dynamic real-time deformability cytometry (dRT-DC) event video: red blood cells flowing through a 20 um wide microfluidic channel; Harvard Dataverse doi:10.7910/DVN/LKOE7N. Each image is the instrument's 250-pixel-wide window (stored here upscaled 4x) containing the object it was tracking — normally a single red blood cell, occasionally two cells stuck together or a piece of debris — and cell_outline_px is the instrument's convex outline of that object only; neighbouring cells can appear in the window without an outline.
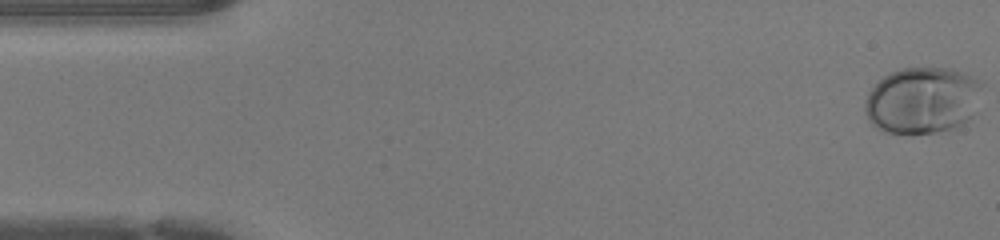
{"species": "human", "species_latin": "Homo sapiens", "temperature_condition": "warm", "stored_images_in_passage": 47, "camera_frame_rate_fps": 3000, "um_per_image_px": 0.085, "donor": {"sex": "female"}, "frame": {"image": 1, "passage_image": 1, "time_ms": 0.0, "image_size_px": [1000, 240], "cell_outline_px": [[984, 84], [976, 112], [968, 120], [956, 128], [936, 132], [884, 132], [876, 128], [868, 120], [864, 112], [864, 104], [868, 92], [884, 76], [900, 68], [948, 68], [984, 80]], "centroid_in_image_um": [78.45, 8.52], "position_along_channel_um": 6.6, "area_um2": 45.84}}
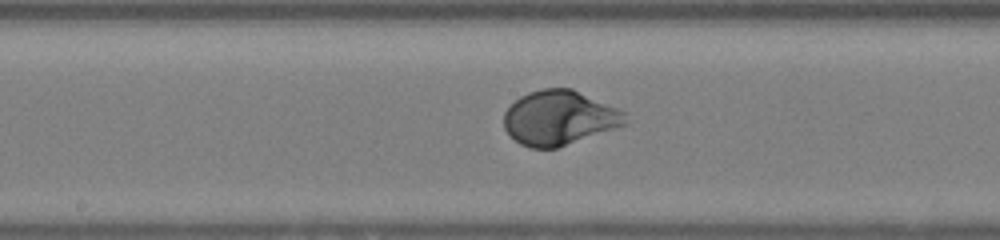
{"frame": {"image": 2, "passage_image": 24, "time_ms": 7.667, "image_size_px": [1000, 240], "cell_outline_px": [[624, 124], [556, 148], [528, 148], [520, 144], [504, 128], [504, 112], [520, 96], [528, 92], [540, 88], [572, 88], [616, 108], [624, 112]], "centroid_in_image_um": [47.46, 10.0], "position_along_channel_um": 200.7, "area_um2": 37.8}}
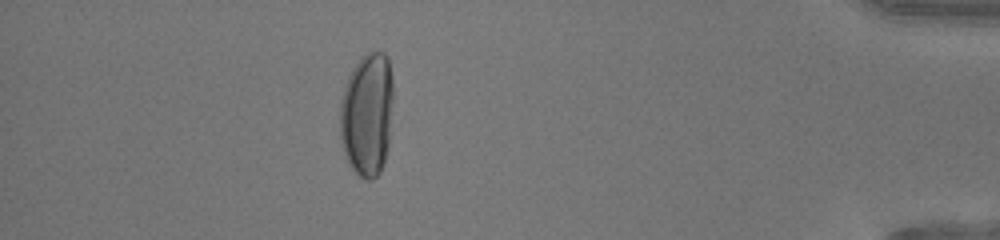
{"frame": {"image": 3, "passage_image": 42, "time_ms": 13.667, "image_size_px": [1000, 240], "cell_outline_px": [[392, 100], [388, 148], [380, 172], [372, 180], [364, 180], [348, 164], [340, 140], [340, 100], [348, 76], [352, 68], [360, 56], [364, 52], [372, 48], [384, 52], [388, 56], [392, 76]], "centroid_in_image_um": [31.19, 9.65], "position_along_channel_um": 404.0, "area_um2": 39.07}, "authors_computed_cell_mechanics": {"area_um2": 38.2636, "velocity_mm_per_s": 4.2803, "shape_relaxation_time_tau1_ms": 3.341, "shape_relaxation_time_tau2_ms": null, "deformation_change_tau1": 0.1816, "deformation_change_tau2": null}}